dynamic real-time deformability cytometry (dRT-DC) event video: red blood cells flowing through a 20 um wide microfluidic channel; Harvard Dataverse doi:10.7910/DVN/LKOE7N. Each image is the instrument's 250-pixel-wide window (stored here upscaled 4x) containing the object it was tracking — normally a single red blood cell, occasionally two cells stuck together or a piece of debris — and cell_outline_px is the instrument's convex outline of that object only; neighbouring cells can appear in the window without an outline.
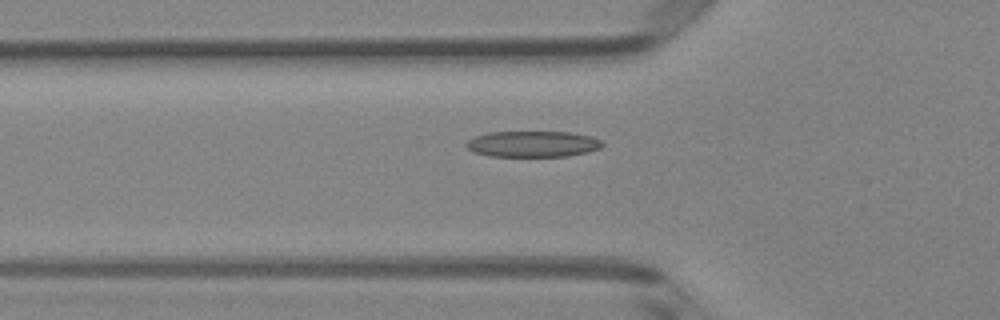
{"species": "Egyptian fruit bat (a non-hibernating species)", "species_latin": "Rousettus aegyptiacus", "temperature_condition": "room temperature", "stored_images_in_passage": 37, "camera_frame_rate_fps": 3000, "um_per_image_px": 0.085, "animal": {"sex": "female"}, "frame": {"image": 1, "passage_image": 5, "time_ms": 1.333, "image_size_px": [1000, 320], "cell_outline_px": [[604, 144], [600, 148], [588, 152], [568, 156], [488, 156], [476, 152], [468, 148], [464, 144], [468, 140], [476, 136], [488, 132], [568, 132], [592, 136], [600, 140]], "centroid_in_image_um": [45.3, 12.24], "position_along_channel_um": 80.5, "area_um2": 20.58}}
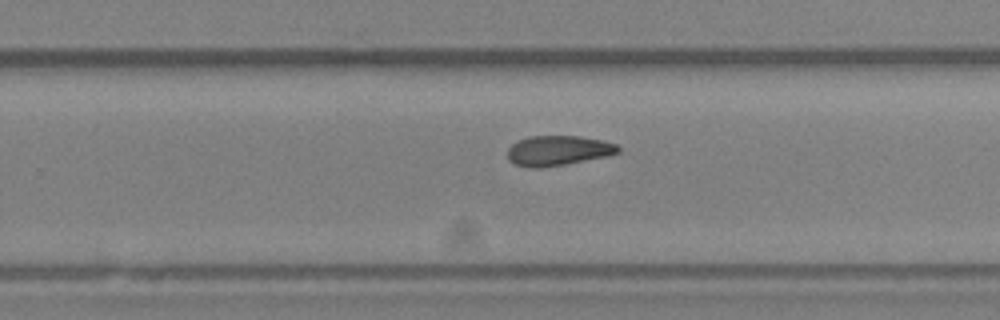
{"frame": {"image": 2, "passage_image": 20, "time_ms": 6.333, "image_size_px": [1000, 320], "cell_outline_px": [[620, 152], [608, 156], [564, 164], [540, 168], [528, 168], [516, 164], [508, 160], [508, 148], [516, 140], [528, 136], [580, 136], [600, 140], [616, 144], [620, 148]], "centroid_in_image_um": [47.41, 12.8], "position_along_channel_um": 282.4, "area_um2": 19.36}}
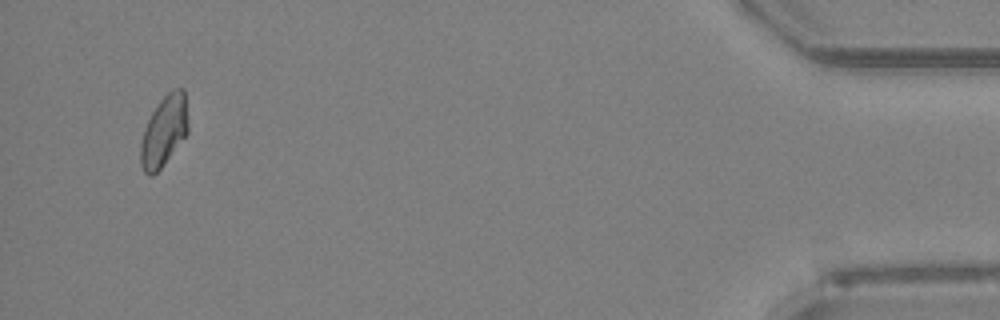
{"frame": {"image": 3, "passage_image": 36, "time_ms": 11.667, "image_size_px": [1000, 320], "cell_outline_px": [[188, 132], [160, 168], [152, 176], [148, 176], [144, 172], [140, 164], [140, 144], [144, 128], [152, 112], [160, 100], [172, 88], [184, 88], [188, 124]], "centroid_in_image_um": [13.92, 11.13], "position_along_channel_um": 421.3, "area_um2": 19.42}}